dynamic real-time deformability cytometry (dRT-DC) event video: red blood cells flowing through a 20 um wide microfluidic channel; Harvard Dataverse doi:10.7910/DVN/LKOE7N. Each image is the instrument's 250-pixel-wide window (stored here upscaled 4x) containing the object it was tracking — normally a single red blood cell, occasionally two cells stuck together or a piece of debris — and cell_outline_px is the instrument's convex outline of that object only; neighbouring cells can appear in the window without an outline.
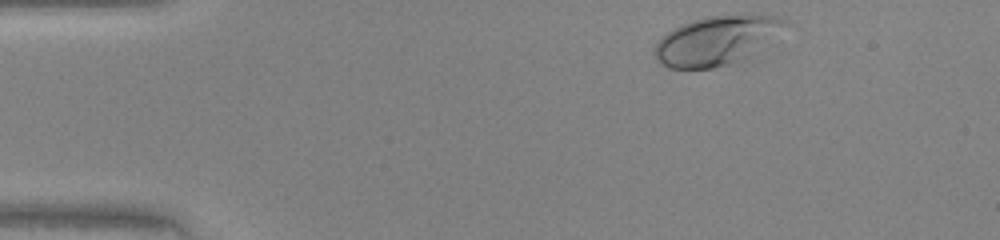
{"species": "human", "species_latin": "Homo sapiens", "temperature_condition": "warm", "stored_images_in_passage": 33, "camera_frame_rate_fps": 3000, "um_per_image_px": 0.085, "donor": {"sex": "female"}, "frame": {"image": 1, "passage_image": 1, "time_ms": 0.0, "image_size_px": [1000, 240], "cell_outline_px": [[792, 24], [748, 60], [732, 64], [712, 68], [668, 68], [656, 56], [656, 44], [668, 32], [680, 24], [692, 20], [708, 16], [740, 12], [768, 12], [788, 20]], "centroid_in_image_um": [61.12, 3.37], "position_along_channel_um": 23.9, "area_um2": 38.73}}
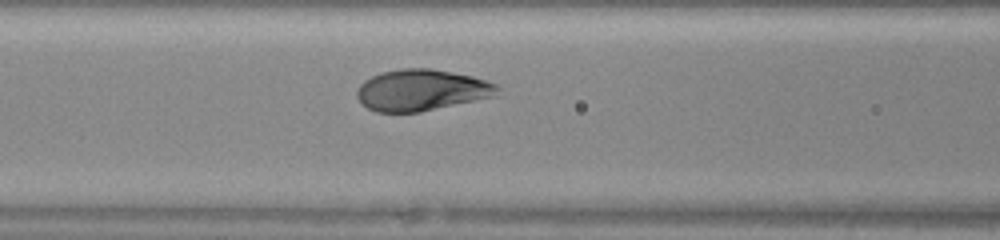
{"frame": {"image": 2, "passage_image": 14, "time_ms": 4.333, "image_size_px": [1000, 240], "cell_outline_px": [[500, 88], [492, 96], [420, 112], [376, 112], [368, 108], [356, 96], [356, 92], [360, 84], [364, 80], [380, 72], [400, 68], [432, 68], [472, 76], [500, 84]], "centroid_in_image_um": [35.8, 7.64], "position_along_channel_um": 130.8, "area_um2": 33.7}}
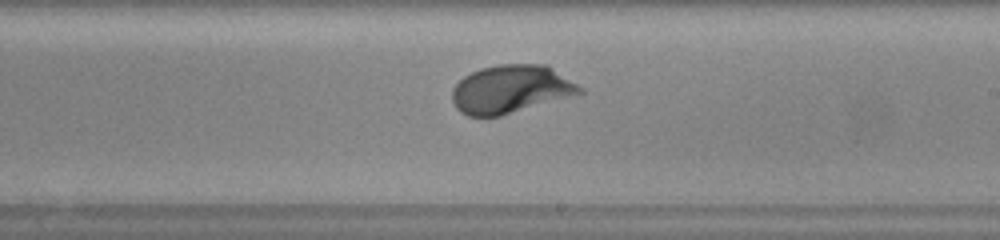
{"frame": {"image": 3, "passage_image": 22, "time_ms": 7.0, "image_size_px": [1000, 240], "cell_outline_px": [[584, 92], [500, 116], [468, 116], [460, 112], [456, 108], [452, 100], [452, 88], [464, 76], [480, 68], [500, 64], [548, 64], [584, 88]], "centroid_in_image_um": [43.42, 7.57], "position_along_channel_um": 245.6, "area_um2": 35.78}}